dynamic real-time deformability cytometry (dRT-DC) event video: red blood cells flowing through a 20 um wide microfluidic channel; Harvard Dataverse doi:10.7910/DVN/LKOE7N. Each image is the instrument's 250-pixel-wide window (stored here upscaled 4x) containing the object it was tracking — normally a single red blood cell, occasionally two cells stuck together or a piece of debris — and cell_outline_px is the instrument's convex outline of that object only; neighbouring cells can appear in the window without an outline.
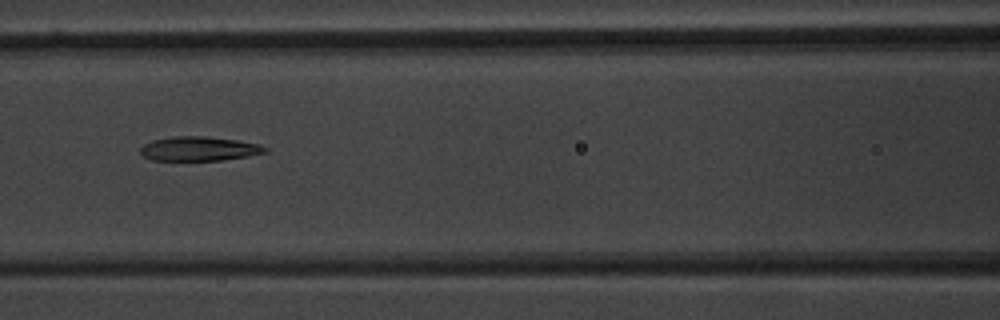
{"species": "common noctule bat (a hibernating species)", "species_latin": "Nyctalus noctula", "temperature_condition": "warm", "stored_images_in_passage": 50, "camera_frame_rate_fps": 3000, "um_per_image_px": 0.085, "animal": {"sex": "male", "body_mass_g": 20.1, "forearm_length_mm": 53.5}, "frame": {"image": 1, "passage_image": 22, "time_ms": 7.0, "image_size_px": [1000, 320], "cell_outline_px": [[268, 152], [248, 156], [224, 160], [152, 160], [144, 156], [140, 152], [140, 148], [144, 144], [152, 140], [172, 136], [204, 136], [240, 140], [260, 144], [268, 148]], "centroid_in_image_um": [16.96, 12.63], "position_along_channel_um": 149.6, "area_um2": 17.8}}
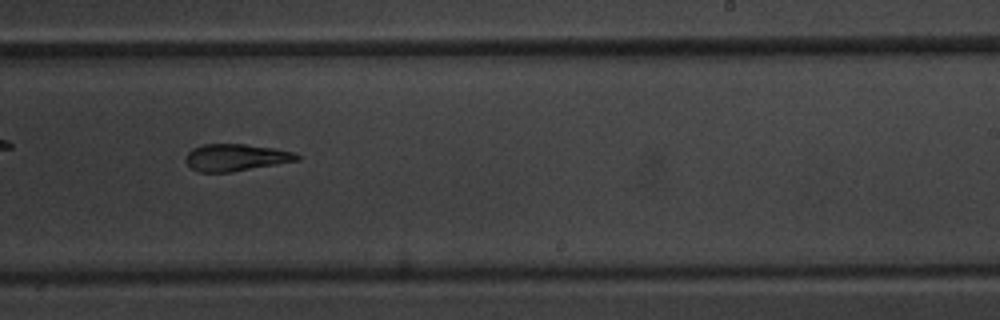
{"frame": {"image": 2, "passage_image": 31, "time_ms": 10.0, "image_size_px": [1000, 320], "cell_outline_px": [[300, 160], [232, 172], [196, 172], [184, 160], [188, 152], [192, 148], [204, 144], [244, 144], [272, 148], [292, 152], [300, 156]], "centroid_in_image_um": [20.01, 13.39], "position_along_channel_um": 269.0, "area_um2": 17.46}}
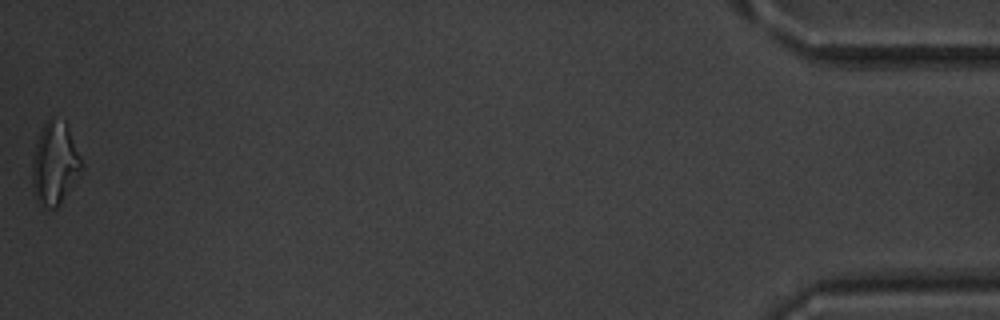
{"frame": {"image": 3, "passage_image": 50, "time_ms": 16.333, "image_size_px": [1000, 320], "cell_outline_px": [[84, 164], [80, 176], [56, 208], [48, 208], [36, 200], [32, 184], [32, 160], [36, 144], [40, 132], [44, 124], [52, 116], [64, 120], [68, 128]], "centroid_in_image_um": [4.67, 13.89], "position_along_channel_um": 430.5, "area_um2": 23.76}, "authors_computed_cell_mechanics": {"area_um2": 19.074, "velocity_mm_per_s": 3.9826, "shape_relaxation_time_tau1_ms": null, "shape_relaxation_time_tau2_ms": 3.9383, "deformation_change_tau1": null, "deformation_change_tau2": 0.144}}